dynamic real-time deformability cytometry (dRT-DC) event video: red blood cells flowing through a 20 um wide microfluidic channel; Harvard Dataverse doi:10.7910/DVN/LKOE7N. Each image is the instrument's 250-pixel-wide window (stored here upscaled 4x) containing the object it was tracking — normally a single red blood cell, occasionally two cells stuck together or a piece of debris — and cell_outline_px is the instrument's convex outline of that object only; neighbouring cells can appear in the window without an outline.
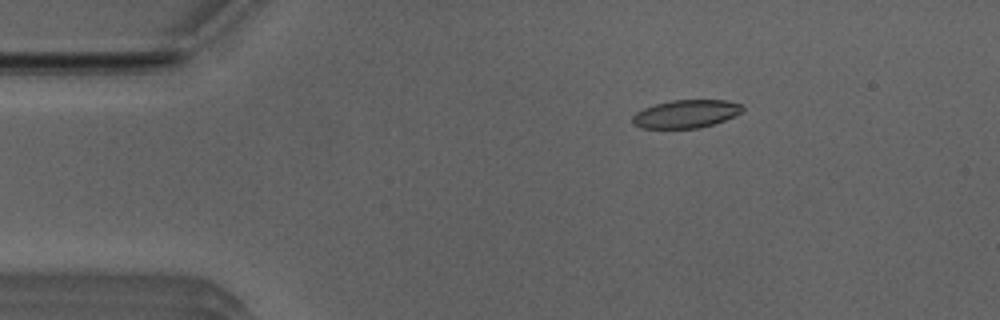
{"species": "Egyptian fruit bat (a non-hibernating species)", "species_latin": "Rousettus aegyptiacus", "temperature_condition": "room temperature", "stored_images_in_passage": 44, "camera_frame_rate_fps": 3000, "um_per_image_px": 0.085, "animal": {"sex": "male"}, "frame": {"image": 1, "passage_image": 3, "time_ms": 0.667, "image_size_px": [1000, 320], "cell_outline_px": [[744, 108], [736, 116], [700, 128], [640, 128], [632, 124], [632, 116], [636, 112], [644, 108], [656, 104], [672, 100], [728, 100], [740, 104]], "centroid_in_image_um": [58.29, 9.68], "position_along_channel_um": 26.7, "area_um2": 17.98}}
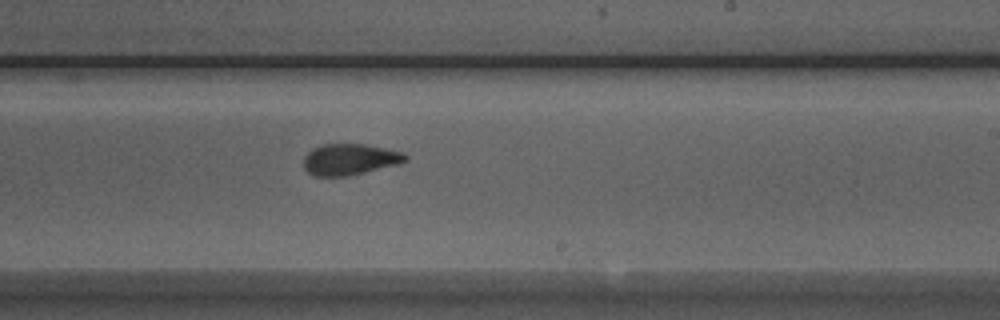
{"frame": {"image": 2, "passage_image": 25, "time_ms": 8.0, "image_size_px": [1000, 320], "cell_outline_px": [[408, 160], [400, 164], [348, 176], [316, 176], [308, 172], [304, 168], [304, 156], [312, 148], [324, 144], [364, 144], [404, 152], [408, 156]], "centroid_in_image_um": [29.76, 13.55], "position_along_channel_um": 259.2, "area_um2": 18.61}}
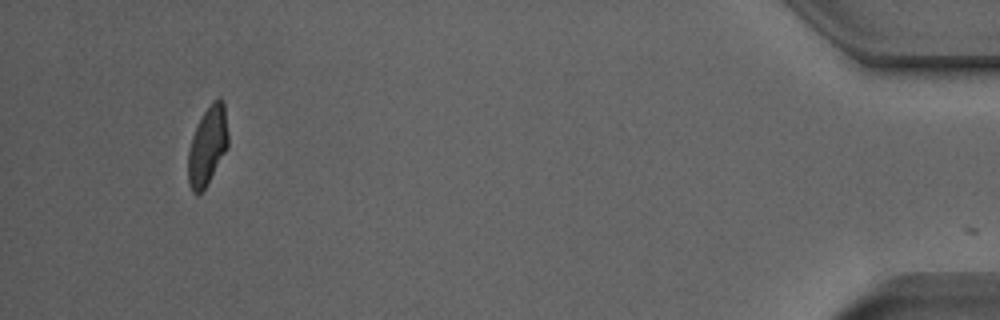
{"frame": {"image": 3, "passage_image": 43, "time_ms": 14.0, "image_size_px": [1000, 320], "cell_outline_px": [[228, 148], [204, 188], [196, 196], [192, 192], [188, 184], [188, 152], [192, 136], [204, 112], [212, 100], [220, 96], [224, 104], [228, 136]], "centroid_in_image_um": [17.64, 12.39], "position_along_channel_um": 417.6, "area_um2": 18.21}, "authors_computed_cell_mechanics": {"area_um2": 18.9584, "velocity_mm_per_s": 3.9599, "shape_relaxation_time_tau1_ms": 3.4497, "shape_relaxation_time_tau2_ms": 2.0764, "deformation_change_tau1": 0.1606, "deformation_change_tau2": 0.0849}}